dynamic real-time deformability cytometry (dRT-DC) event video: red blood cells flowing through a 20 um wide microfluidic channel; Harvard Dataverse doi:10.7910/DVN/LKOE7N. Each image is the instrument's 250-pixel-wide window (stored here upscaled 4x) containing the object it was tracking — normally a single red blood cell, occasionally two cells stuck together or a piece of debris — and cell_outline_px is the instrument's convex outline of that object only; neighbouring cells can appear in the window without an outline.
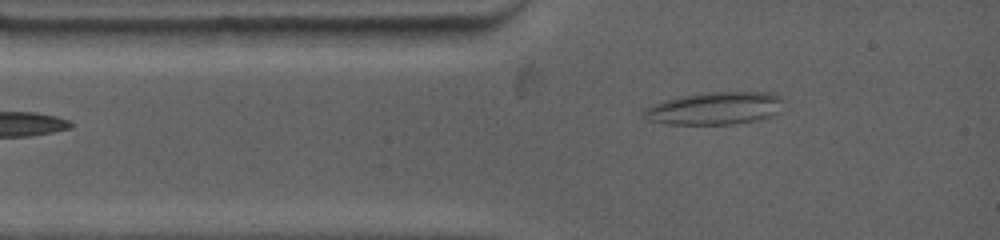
{"species": "common noctule bat (a hibernating species)", "species_latin": "Nyctalus noctula", "temperature_condition": "warm", "stored_images_in_passage": 46, "camera_frame_rate_fps": 4500, "um_per_image_px": 0.085, "animal": {"sex": "female", "body_mass_g": 19.0, "forearm_length_mm": 53.3}, "frame": {"image": 1, "passage_image": 4, "time_ms": 1.333, "image_size_px": [1000, 240], "cell_outline_px": [[784, 100], [780, 112], [756, 120], [732, 124], [668, 124], [648, 120], [640, 112], [644, 108], [652, 104], [664, 100], [680, 96], [708, 92], [772, 92], [784, 96]], "centroid_in_image_um": [60.77, 9.19], "position_along_channel_um": 24.2, "area_um2": 26.82}}
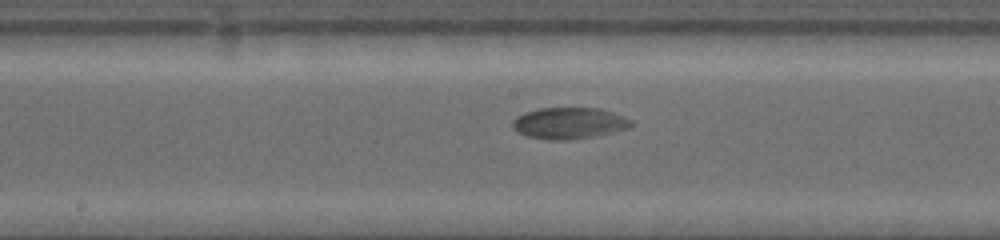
{"frame": {"image": 2, "passage_image": 17, "time_ms": 6.444, "image_size_px": [1000, 240], "cell_outline_px": [[636, 124], [628, 128], [600, 136], [568, 140], [548, 140], [528, 136], [512, 128], [512, 120], [516, 116], [524, 112], [540, 108], [600, 108], [624, 116], [632, 120]], "centroid_in_image_um": [48.41, 10.47], "position_along_channel_um": 199.8, "area_um2": 22.02}}
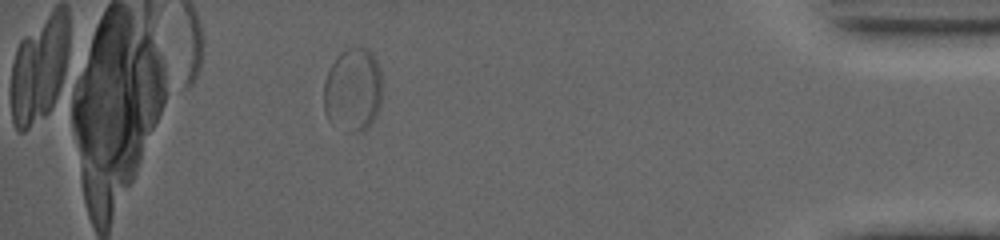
{"frame": {"image": 3, "passage_image": 36, "time_ms": 13.778, "image_size_px": [1000, 240], "cell_outline_px": [[380, 104], [376, 116], [360, 132], [356, 132], [328, 120], [324, 112], [324, 84], [328, 72], [336, 56], [340, 52], [348, 48], [368, 48], [372, 52], [380, 68]], "centroid_in_image_um": [29.99, 7.58], "position_along_channel_um": 405.2, "area_um2": 27.92}, "authors_computed_cell_mechanics": {"area_um2": 24.3338, "velocity_mm_per_s": 3.6355, "shape_relaxation_time_tau1_ms": 10.0311, "shape_relaxation_time_tau2_ms": null, "deformation_change_tau1": 0.161, "deformation_change_tau2": null}}